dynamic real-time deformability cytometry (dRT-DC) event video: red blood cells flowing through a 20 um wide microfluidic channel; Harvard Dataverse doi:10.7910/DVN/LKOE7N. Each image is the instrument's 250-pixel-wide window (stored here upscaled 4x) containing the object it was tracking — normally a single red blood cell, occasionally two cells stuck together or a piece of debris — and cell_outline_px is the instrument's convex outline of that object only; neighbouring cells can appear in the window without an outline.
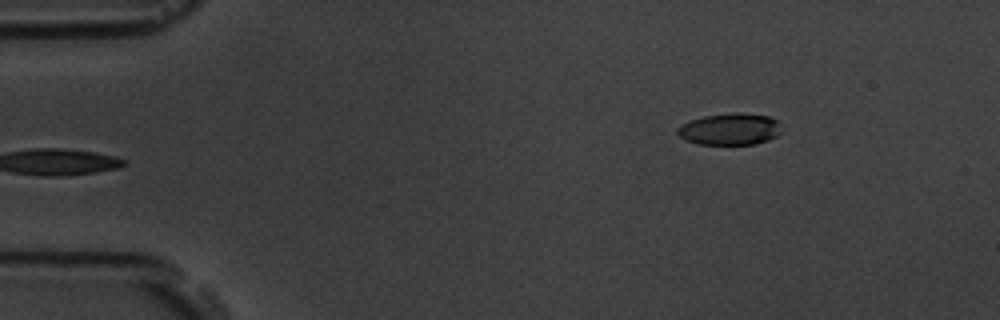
{"species": "common noctule bat (a hibernating species)", "species_latin": "Nyctalus noctula", "temperature_condition": "room temperature", "stored_images_in_passage": 4, "camera_frame_rate_fps": 3000, "um_per_image_px": 0.085, "animal": {"sex": "male", "body_mass_g": 19.5, "forearm_length_mm": 54.6}, "frame": {"image": 1, "passage_image": 4, "time_ms": 4.333, "image_size_px": [1000, 320], "cell_outline_px": [[780, 132], [776, 136], [768, 140], [756, 144], [700, 144], [684, 140], [676, 132], [676, 128], [680, 124], [688, 120], [704, 116], [736, 112], [768, 116], [776, 120], [780, 124]], "centroid_in_image_um": [62.0, 10.97], "position_along_channel_um": 23.0, "area_um2": 19.31}}